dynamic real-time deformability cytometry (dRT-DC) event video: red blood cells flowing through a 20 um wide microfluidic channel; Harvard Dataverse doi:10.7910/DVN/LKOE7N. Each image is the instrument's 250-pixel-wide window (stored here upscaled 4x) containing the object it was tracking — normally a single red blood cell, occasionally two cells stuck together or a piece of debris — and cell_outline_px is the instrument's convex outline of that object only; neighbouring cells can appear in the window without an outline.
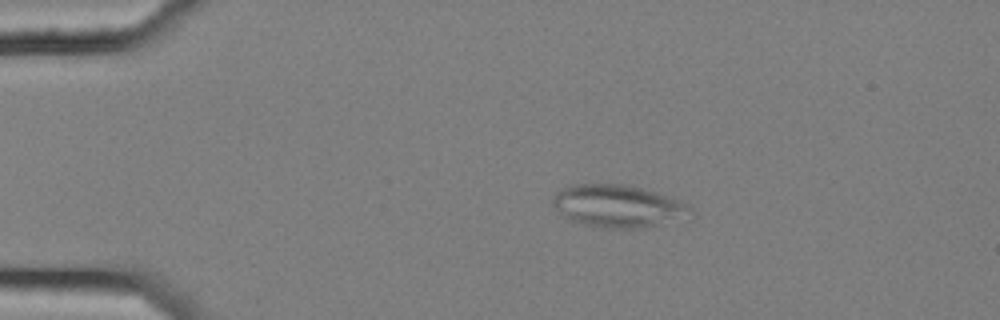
{"species": "common noctule bat (a hibernating species)", "species_latin": "Nyctalus noctula", "temperature_condition": "cold", "stored_images_in_passage": 4, "camera_frame_rate_fps": 3000, "um_per_image_px": 0.085, "animal": {"sex": "female", "body_mass_g": 25.1}, "frame": {"image": 1, "passage_image": 1, "time_ms": 0.0, "image_size_px": [1000, 320], "cell_outline_px": [[692, 208], [660, 224], [640, 228], [592, 228], [568, 220], [552, 204], [552, 196], [560, 188], [572, 184], [624, 184], [644, 188], [680, 200]], "centroid_in_image_um": [52.34, 17.5], "position_along_channel_um": 32.7, "area_um2": 33.64}}
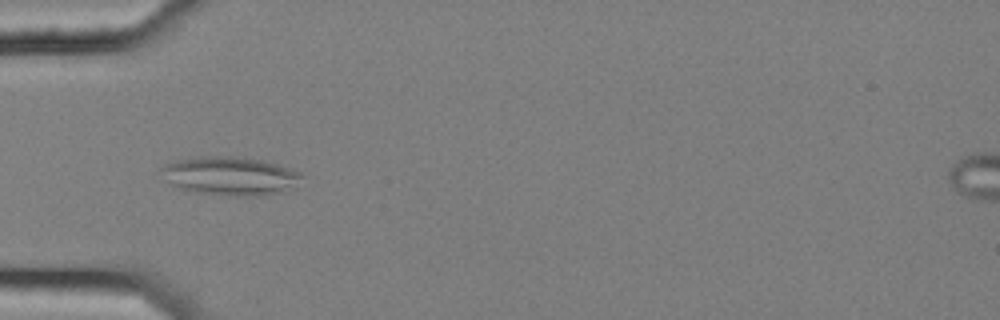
{"frame": {"image": 2, "passage_image": 3, "time_ms": 0.667, "image_size_px": [1000, 320], "cell_outline_px": [[304, 176], [296, 188], [288, 192], [264, 196], [232, 196], [196, 192], [180, 188], [164, 180], [160, 168], [164, 164], [176, 160], [204, 156], [232, 156], [260, 160], [276, 164], [300, 172]], "centroid_in_image_um": [19.62, 14.98], "position_along_channel_um": 65.4, "area_um2": 31.96}}